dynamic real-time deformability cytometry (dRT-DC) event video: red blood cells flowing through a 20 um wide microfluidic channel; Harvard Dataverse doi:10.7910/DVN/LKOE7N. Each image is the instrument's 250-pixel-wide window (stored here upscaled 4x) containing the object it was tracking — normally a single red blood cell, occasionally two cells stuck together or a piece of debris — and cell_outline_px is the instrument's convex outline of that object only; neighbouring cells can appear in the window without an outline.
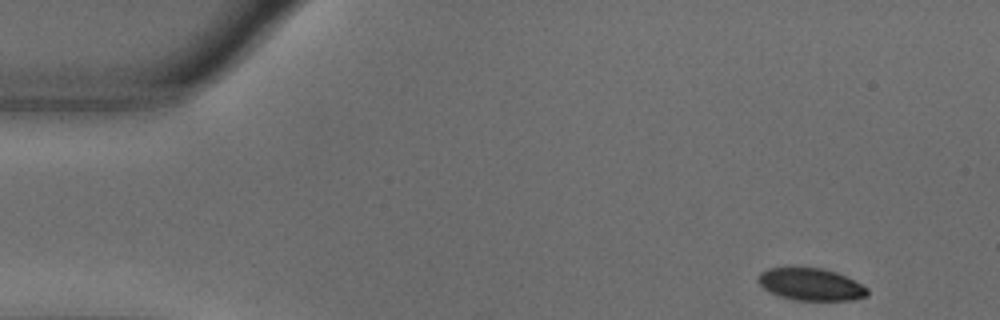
{"species": "common noctule bat (a hibernating species)", "species_latin": "Nyctalus noctula", "temperature_condition": "warm", "stored_images_in_passage": 51, "camera_frame_rate_fps": 3000, "um_per_image_px": 0.085, "animal": {"sex": "male", "body_mass_g": 18.8}, "frame": {"image": 1, "passage_image": 1, "time_ms": 0.0, "image_size_px": [1000, 320], "cell_outline_px": [[868, 296], [852, 300], [796, 300], [780, 296], [764, 288], [756, 280], [760, 272], [768, 268], [824, 268], [836, 272], [868, 288]], "centroid_in_image_um": [68.92, 24.17], "position_along_channel_um": 16.1, "area_um2": 20.29}}
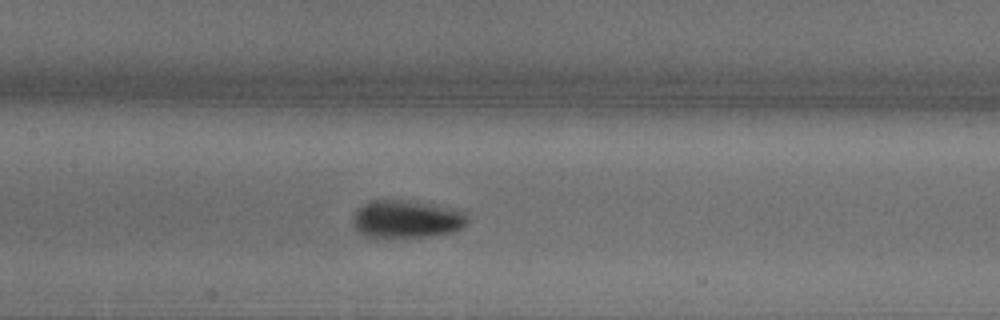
{"frame": {"image": 2, "passage_image": 22, "time_ms": 7.0, "image_size_px": [1000, 320], "cell_outline_px": [[468, 224], [464, 228], [456, 232], [432, 236], [364, 236], [352, 224], [352, 220], [356, 212], [368, 200], [404, 200], [428, 204], [468, 212]], "centroid_in_image_um": [34.63, 18.62], "position_along_channel_um": 172.8, "area_um2": 25.03}}
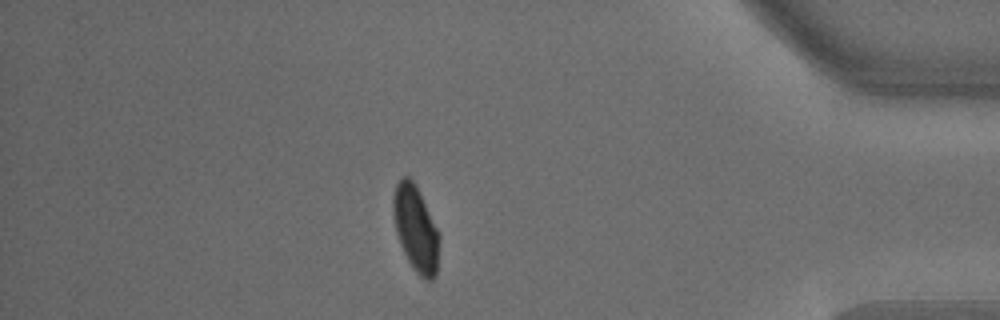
{"frame": {"image": 3, "passage_image": 44, "time_ms": 14.333, "image_size_px": [1000, 320], "cell_outline_px": [[440, 240], [436, 276], [432, 280], [424, 280], [412, 268], [400, 244], [396, 232], [392, 212], [392, 196], [396, 184], [400, 176], [408, 176], [412, 180], [440, 236]], "centroid_in_image_um": [35.31, 19.47], "position_along_channel_um": 399.9, "area_um2": 22.83}, "authors_computed_cell_mechanics": {"area_um2": 23.12, "velocity_mm_per_s": 3.6275, "shape_relaxation_time_tau1_ms": 3.0762, "shape_relaxation_time_tau2_ms": null, "deformation_change_tau1": 0.1306, "deformation_change_tau2": null}}